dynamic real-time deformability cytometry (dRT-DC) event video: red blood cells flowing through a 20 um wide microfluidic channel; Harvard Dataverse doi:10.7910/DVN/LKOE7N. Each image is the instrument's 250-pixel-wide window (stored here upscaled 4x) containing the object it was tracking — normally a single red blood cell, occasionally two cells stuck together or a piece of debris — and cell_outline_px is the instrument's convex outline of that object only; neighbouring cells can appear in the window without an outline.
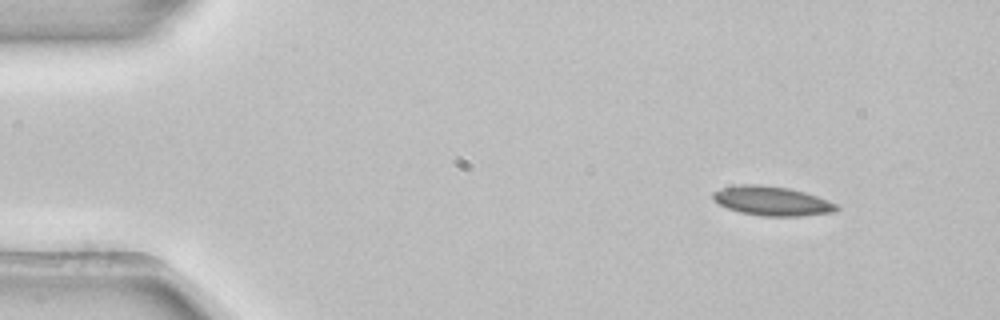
{"species": "common noctule bat (a hibernating species)", "species_latin": "Nyctalus noctula", "temperature_condition": "room temperature", "stored_images_in_passage": 3, "camera_frame_rate_fps": 3000, "um_per_image_px": 0.085, "animal": {"sex": "female", "body_mass_g": 22.7, "forearm_length_mm": 54.2}, "frame": {"image": 1, "passage_image": 1, "time_ms": 0.0, "image_size_px": [1000, 320], "cell_outline_px": [[840, 208], [832, 212], [800, 216], [764, 216], [740, 212], [728, 208], [712, 200], [712, 192], [724, 188], [744, 184], [760, 184], [788, 188], [804, 192], [816, 196], [836, 204]], "centroid_in_image_um": [65.59, 17.08], "position_along_channel_um": 19.4, "area_um2": 20.81}}
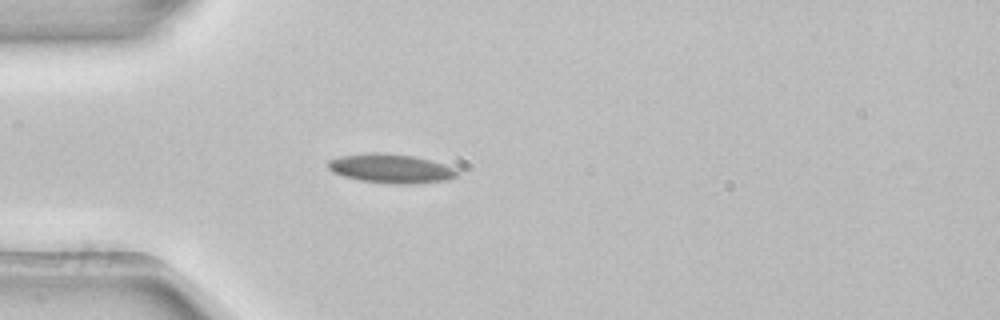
{"frame": {"image": 2, "passage_image": 3, "time_ms": 0.667, "image_size_px": [1000, 320], "cell_outline_px": [[460, 176], [448, 180], [408, 184], [396, 184], [360, 180], [344, 176], [332, 172], [328, 168], [328, 160], [340, 156], [368, 152], [384, 152], [416, 156], [444, 164], [456, 168], [460, 172]], "centroid_in_image_um": [33.27, 14.31], "position_along_channel_um": 51.7, "area_um2": 22.2}}